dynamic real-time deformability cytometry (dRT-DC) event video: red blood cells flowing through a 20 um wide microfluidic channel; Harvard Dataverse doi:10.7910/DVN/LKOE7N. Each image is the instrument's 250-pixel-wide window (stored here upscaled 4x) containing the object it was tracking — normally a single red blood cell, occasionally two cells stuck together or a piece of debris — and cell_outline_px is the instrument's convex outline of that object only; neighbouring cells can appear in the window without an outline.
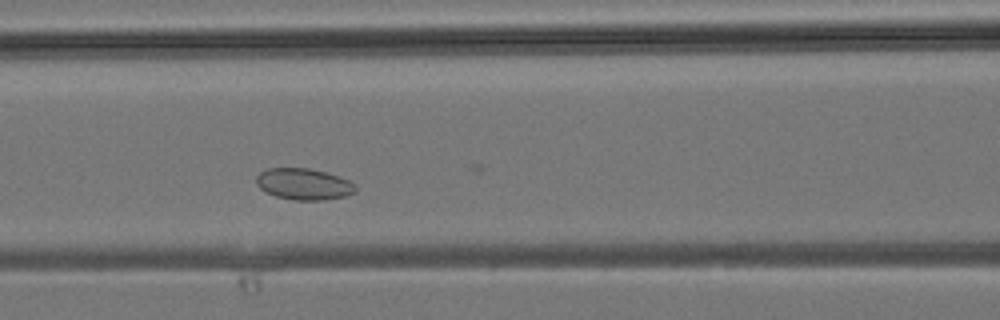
{"species": "common noctule bat (a hibernating species)", "species_latin": "Nyctalus noctula", "temperature_condition": "room temperature", "stored_images_in_passage": 27, "camera_frame_rate_fps": 3000, "um_per_image_px": 0.085, "animal": {"sex": "male", "body_mass_g": 19.2, "forearm_length_mm": 51.8}, "frame": {"image": 1, "passage_image": 10, "time_ms": 3.0, "image_size_px": [1000, 320], "cell_outline_px": [[356, 192], [344, 196], [320, 200], [292, 200], [276, 196], [264, 192], [256, 184], [256, 176], [260, 172], [268, 168], [308, 168], [340, 176], [356, 184]], "centroid_in_image_um": [25.8, 15.65], "position_along_channel_um": 140.8, "area_um2": 18.21}}
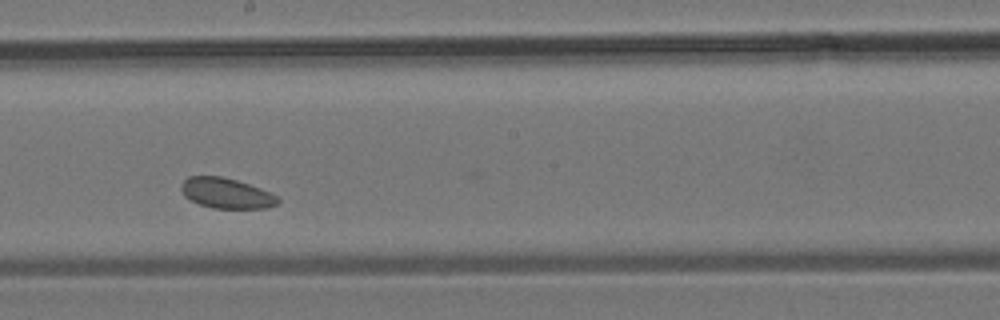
{"frame": {"image": 2, "passage_image": 15, "time_ms": 4.667, "image_size_px": [1000, 320], "cell_outline_px": [[280, 204], [268, 208], [212, 208], [200, 204], [184, 196], [180, 188], [180, 184], [188, 176], [220, 176], [236, 180], [260, 188], [276, 196], [280, 200]], "centroid_in_image_um": [19.23, 16.42], "position_along_channel_um": 229.0, "area_um2": 17.05}}
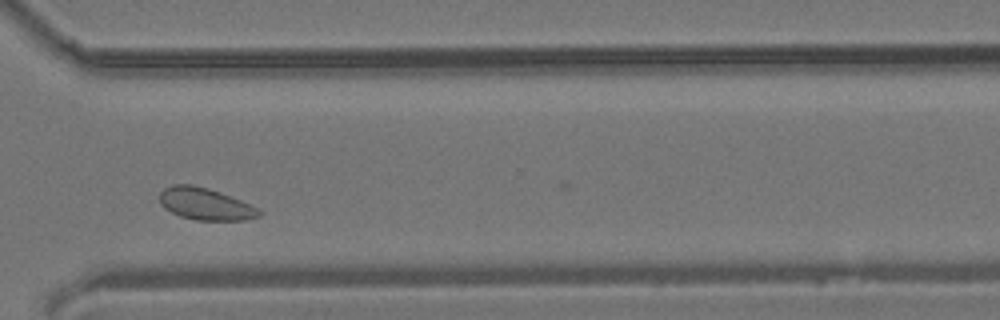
{"frame": {"image": 3, "passage_image": 22, "time_ms": 7.0, "image_size_px": [1000, 320], "cell_outline_px": [[260, 216], [248, 220], [196, 220], [180, 216], [164, 208], [160, 204], [160, 192], [164, 188], [172, 184], [192, 184], [208, 188], [220, 192], [240, 200], [256, 208], [260, 212]], "centroid_in_image_um": [17.41, 17.33], "position_along_channel_um": 353.2, "area_um2": 18.44}}